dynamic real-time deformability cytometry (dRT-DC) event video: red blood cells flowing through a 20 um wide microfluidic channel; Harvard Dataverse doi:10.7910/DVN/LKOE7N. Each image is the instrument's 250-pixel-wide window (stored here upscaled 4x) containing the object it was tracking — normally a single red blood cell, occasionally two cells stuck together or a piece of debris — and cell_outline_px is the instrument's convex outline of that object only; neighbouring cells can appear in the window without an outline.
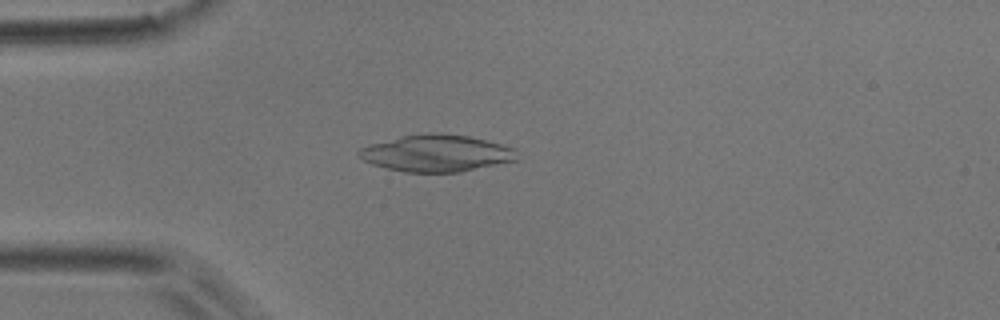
{"species": "common noctule bat (a hibernating species)", "species_latin": "Nyctalus noctula", "temperature_condition": "room temperature", "stored_images_in_passage": 50, "camera_frame_rate_fps": 3000, "um_per_image_px": 0.085, "animal": {"sex": "male", "body_mass_g": 17.9}, "frame": {"image": 1, "passage_image": 13, "time_ms": 4.0, "image_size_px": [1000, 320], "cell_outline_px": [[516, 160], [460, 172], [404, 172], [384, 168], [372, 164], [356, 156], [356, 152], [360, 148], [368, 144], [400, 136], [436, 132], [468, 136], [516, 148]], "centroid_in_image_um": [37.03, 13.02], "position_along_channel_um": 48.0, "area_um2": 33.99}}
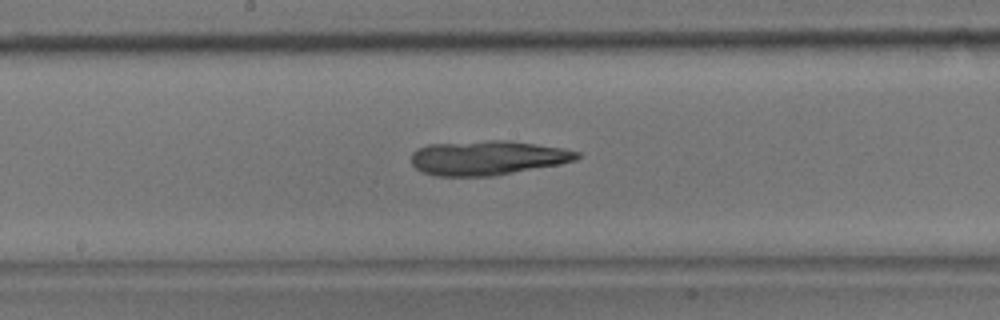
{"frame": {"image": 2, "passage_image": 26, "time_ms": 8.333, "image_size_px": [1000, 320], "cell_outline_px": [[584, 156], [576, 160], [560, 164], [492, 176], [436, 176], [420, 172], [412, 164], [412, 152], [416, 148], [428, 144], [488, 140], [504, 140], [536, 144], [564, 148], [580, 152]], "centroid_in_image_um": [41.44, 13.41], "position_along_channel_um": 206.8, "area_um2": 33.52}}
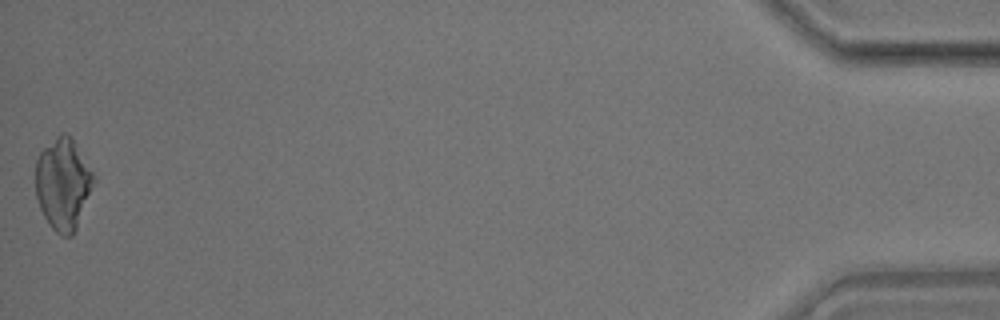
{"frame": {"image": 3, "passage_image": 50, "time_ms": 16.333, "image_size_px": [1000, 320], "cell_outline_px": [[96, 180], [76, 228], [72, 236], [60, 236], [48, 224], [40, 208], [36, 196], [36, 160], [40, 152], [60, 132], [64, 132], [72, 140], [96, 176]], "centroid_in_image_um": [5.36, 15.66], "position_along_channel_um": 429.8, "area_um2": 30.81}}